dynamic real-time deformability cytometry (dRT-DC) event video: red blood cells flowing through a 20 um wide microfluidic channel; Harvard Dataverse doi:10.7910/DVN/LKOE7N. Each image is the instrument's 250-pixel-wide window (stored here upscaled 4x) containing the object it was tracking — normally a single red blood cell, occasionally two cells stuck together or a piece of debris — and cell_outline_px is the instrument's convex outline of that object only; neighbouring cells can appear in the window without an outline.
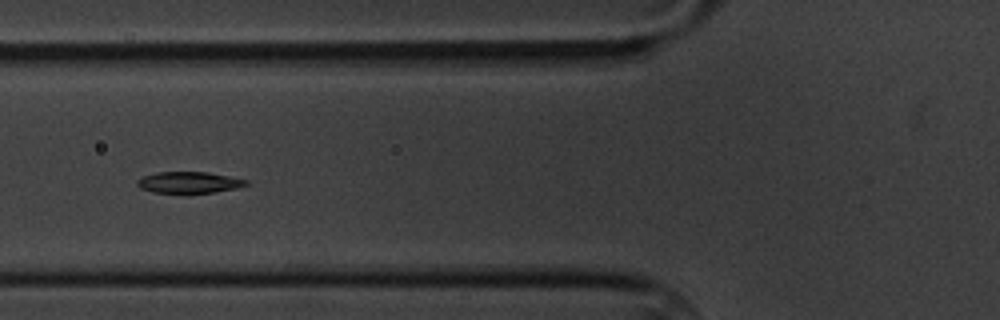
{"species": "common noctule bat (a hibernating species)", "species_latin": "Nyctalus noctula", "temperature_condition": "cold", "stored_images_in_passage": 7, "camera_frame_rate_fps": 3000, "um_per_image_px": 0.085, "animal": {"sex": "male", "body_mass_g": 20.1, "forearm_length_mm": 53.5}, "frame": {"image": 1, "passage_image": 6, "time_ms": 6.0, "image_size_px": [1000, 320], "cell_outline_px": [[248, 184], [236, 188], [188, 196], [152, 192], [140, 188], [136, 184], [136, 180], [144, 176], [156, 172], [208, 172], [248, 180]], "centroid_in_image_um": [16.01, 15.55], "position_along_channel_um": 109.8, "area_um2": 14.16}}
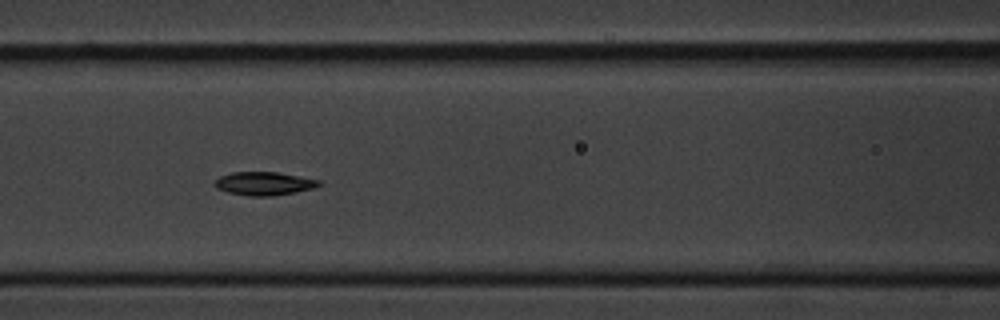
{"frame": {"image": 2, "passage_image": 7, "time_ms": 7.0, "image_size_px": [1000, 320], "cell_outline_px": [[320, 184], [312, 188], [296, 192], [272, 196], [248, 196], [228, 192], [216, 188], [212, 184], [220, 176], [232, 172], [276, 172], [320, 180]], "centroid_in_image_um": [22.4, 15.6], "position_along_channel_um": 144.2, "area_um2": 14.1}}